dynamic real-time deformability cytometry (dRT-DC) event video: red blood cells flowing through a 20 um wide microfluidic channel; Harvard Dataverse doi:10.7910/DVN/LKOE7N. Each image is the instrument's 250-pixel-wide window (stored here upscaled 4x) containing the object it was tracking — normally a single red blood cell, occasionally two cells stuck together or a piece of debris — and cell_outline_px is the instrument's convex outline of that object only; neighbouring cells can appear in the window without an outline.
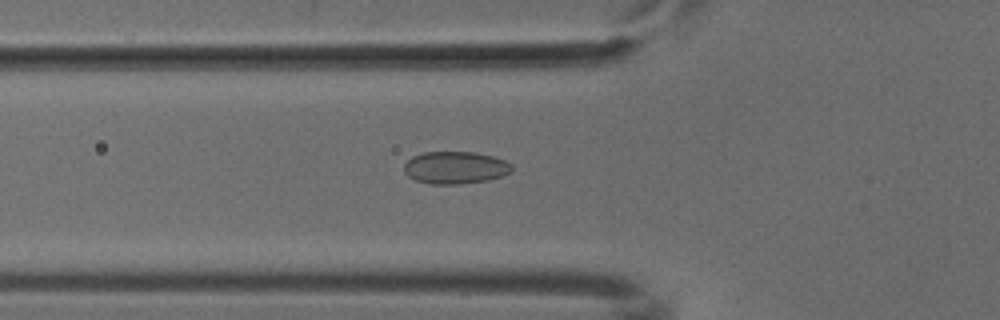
{"species": "common noctule bat (a hibernating species)", "species_latin": "Nyctalus noctula", "temperature_condition": "cold", "stored_images_in_passage": 36, "camera_frame_rate_fps": 3000, "um_per_image_px": 0.085, "animal": {"sex": "male", "body_mass_g": 18.8}, "frame": {"image": 1, "passage_image": 19, "time_ms": 6.0, "image_size_px": [1000, 320], "cell_outline_px": [[512, 172], [488, 180], [460, 184], [432, 184], [416, 180], [408, 176], [404, 172], [404, 164], [412, 156], [424, 152], [476, 152], [492, 156], [504, 160], [512, 164]], "centroid_in_image_um": [38.7, 14.24], "position_along_channel_um": 87.1, "area_um2": 20.35}}
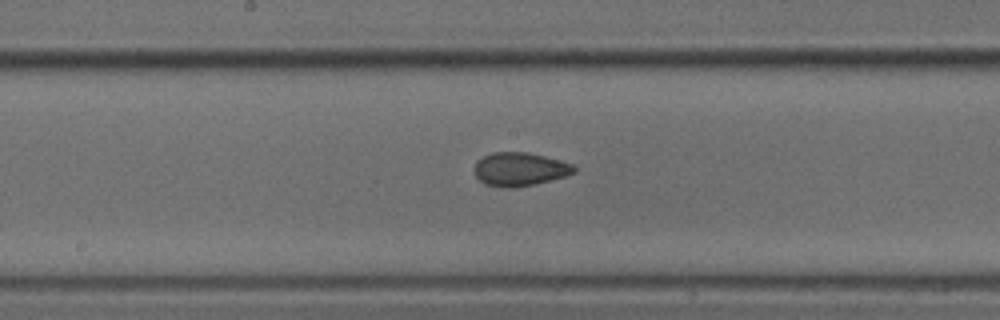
{"frame": {"image": 2, "passage_image": 28, "time_ms": 9.0, "image_size_px": [1000, 320], "cell_outline_px": [[576, 172], [564, 176], [532, 184], [512, 188], [504, 188], [484, 184], [476, 176], [476, 160], [492, 152], [528, 152], [560, 160], [572, 164], [576, 168]], "centroid_in_image_um": [44.17, 14.37], "position_along_channel_um": 204.0, "area_um2": 19.25}}
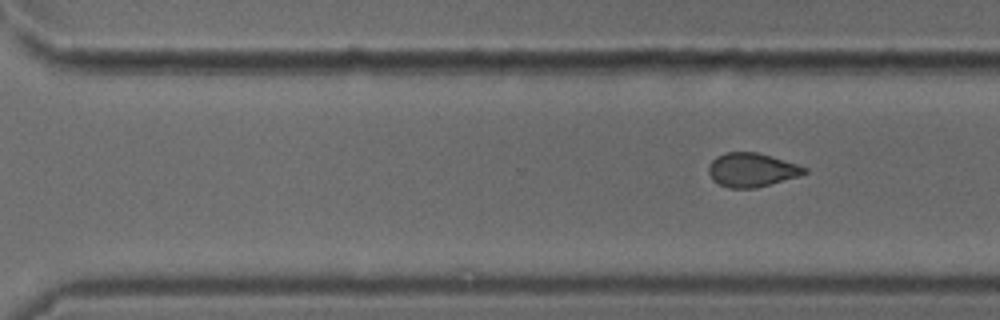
{"frame": {"image": 3, "passage_image": 36, "time_ms": 11.667, "image_size_px": [1000, 320], "cell_outline_px": [[808, 172], [800, 176], [756, 188], [728, 188], [712, 180], [708, 172], [708, 164], [716, 156], [724, 152], [756, 152], [796, 164], [808, 168]], "centroid_in_image_um": [63.87, 14.45], "position_along_channel_um": 306.7, "area_um2": 18.96}}